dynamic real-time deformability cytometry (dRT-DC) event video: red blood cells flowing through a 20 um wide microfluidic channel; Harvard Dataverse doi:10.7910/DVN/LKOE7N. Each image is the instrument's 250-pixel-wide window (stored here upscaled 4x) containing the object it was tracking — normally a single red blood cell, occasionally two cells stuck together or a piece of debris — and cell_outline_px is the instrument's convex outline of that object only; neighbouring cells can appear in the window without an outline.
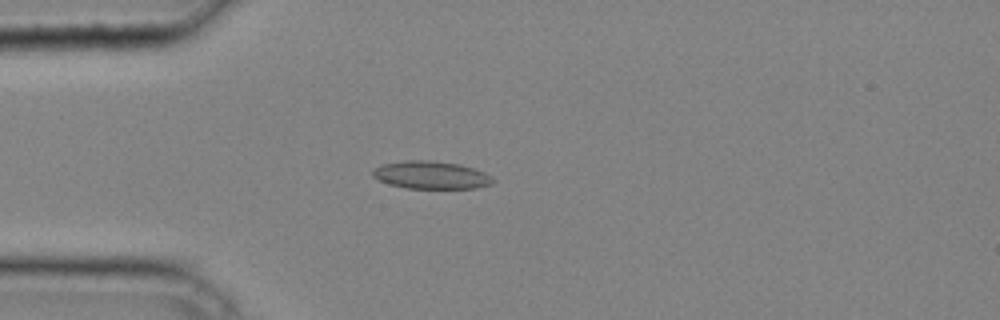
{"species": "common noctule bat (a hibernating species)", "species_latin": "Nyctalus noctula", "temperature_condition": "cold", "stored_images_in_passage": 39, "camera_frame_rate_fps": 3000, "um_per_image_px": 0.085, "animal": {"sex": "male", "body_mass_g": 20.4}, "frame": {"image": 1, "passage_image": 9, "time_ms": 2.667, "image_size_px": [1000, 320], "cell_outline_px": [[496, 180], [492, 184], [476, 188], [408, 188], [388, 184], [372, 176], [372, 168], [380, 164], [408, 160], [424, 160], [460, 164], [484, 172], [492, 176]], "centroid_in_image_um": [36.63, 14.88], "position_along_channel_um": 48.4, "area_um2": 19.48}}
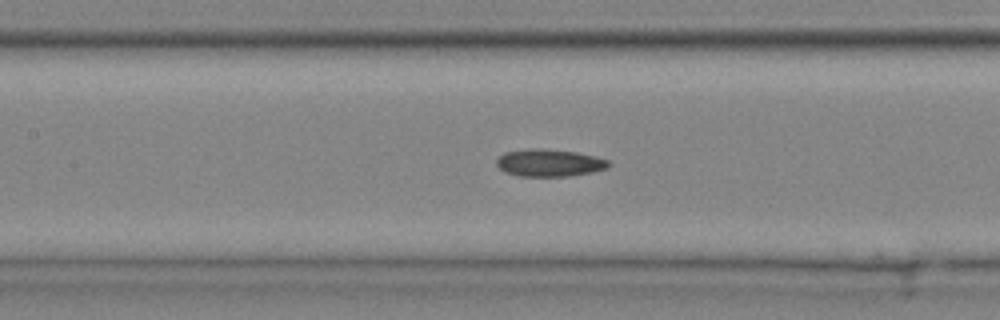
{"frame": {"image": 2, "passage_image": 17, "time_ms": 5.333, "image_size_px": [1000, 320], "cell_outline_px": [[612, 164], [608, 168], [592, 172], [568, 176], [520, 176], [504, 172], [496, 164], [496, 160], [504, 152], [528, 148], [544, 148], [576, 152], [596, 156], [608, 160]], "centroid_in_image_um": [46.7, 13.83], "position_along_channel_um": 160.7, "area_um2": 18.03}}
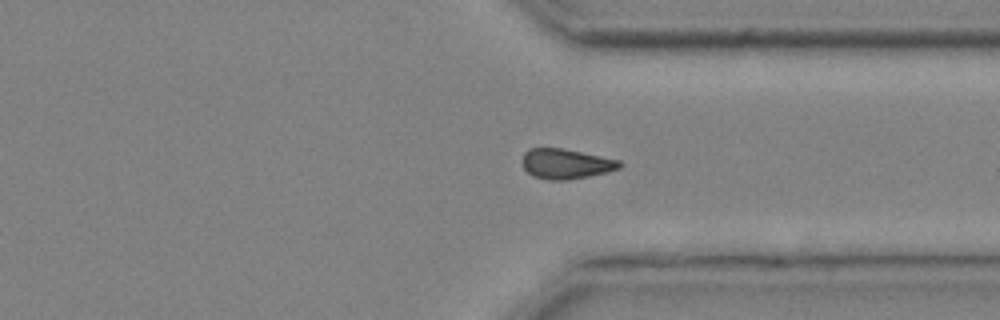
{"frame": {"image": 3, "passage_image": 30, "time_ms": 9.667, "image_size_px": [1000, 320], "cell_outline_px": [[624, 164], [620, 168], [608, 172], [568, 180], [548, 180], [532, 176], [524, 168], [524, 152], [528, 148], [560, 148], [620, 160]], "centroid_in_image_um": [48.12, 13.93], "position_along_channel_um": 363.3, "area_um2": 16.94}}